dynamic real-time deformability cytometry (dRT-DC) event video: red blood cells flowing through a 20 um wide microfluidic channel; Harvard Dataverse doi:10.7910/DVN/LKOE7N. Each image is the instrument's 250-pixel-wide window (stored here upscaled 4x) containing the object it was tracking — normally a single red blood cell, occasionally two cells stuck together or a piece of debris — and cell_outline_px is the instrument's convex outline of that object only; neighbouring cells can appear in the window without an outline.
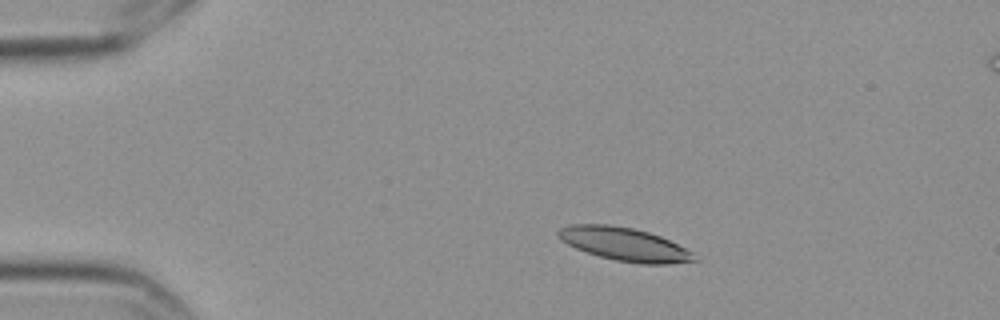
{"species": "Egyptian fruit bat (a non-hibernating species)", "species_latin": "Rousettus aegyptiacus", "temperature_condition": "cold", "stored_images_in_passage": 6, "camera_frame_rate_fps": 3000, "um_per_image_px": 0.085, "frame": {"image": 1, "passage_image": 3, "time_ms": 0.667, "image_size_px": [1000, 320], "cell_outline_px": [[700, 260], [668, 264], [640, 264], [616, 260], [600, 256], [576, 248], [560, 240], [556, 236], [556, 232], [560, 228], [572, 224], [608, 224], [632, 228], [648, 232], [660, 236], [692, 252]], "centroid_in_image_um": [53.06, 20.76], "position_along_channel_um": 31.9, "area_um2": 26.24}}
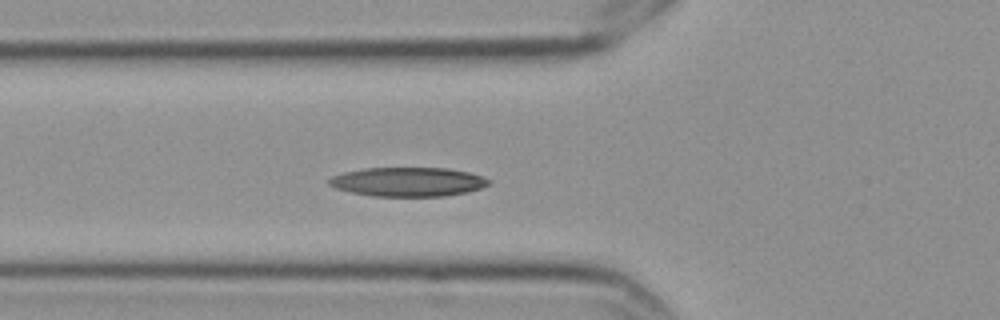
{"frame": {"image": 2, "passage_image": 6, "time_ms": 1.667, "image_size_px": [1000, 320], "cell_outline_px": [[492, 180], [488, 184], [480, 188], [468, 192], [444, 196], [372, 196], [352, 192], [336, 188], [328, 184], [328, 180], [332, 176], [344, 172], [364, 168], [448, 168], [468, 172]], "centroid_in_image_um": [34.67, 15.45], "position_along_channel_um": 91.1, "area_um2": 26.99}}